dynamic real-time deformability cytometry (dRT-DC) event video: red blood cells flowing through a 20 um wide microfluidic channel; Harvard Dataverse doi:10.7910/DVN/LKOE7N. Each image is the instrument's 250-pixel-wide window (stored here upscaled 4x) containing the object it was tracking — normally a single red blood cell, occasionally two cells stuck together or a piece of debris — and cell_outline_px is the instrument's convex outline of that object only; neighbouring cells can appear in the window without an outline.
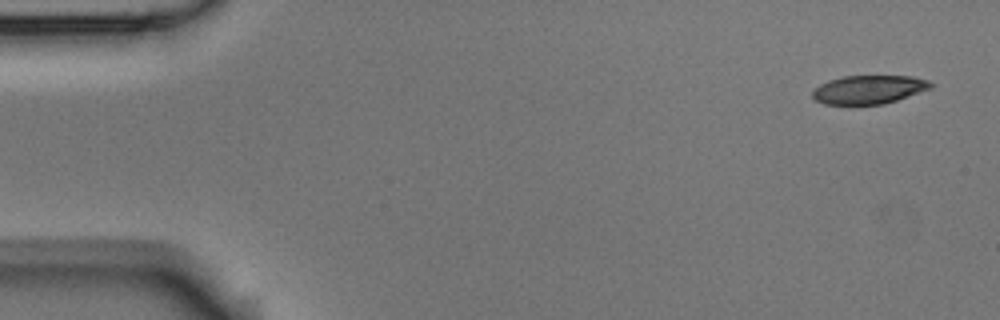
{"species": "Egyptian fruit bat (a non-hibernating species)", "species_latin": "Rousettus aegyptiacus", "temperature_condition": "room temperature", "stored_images_in_passage": 4, "camera_frame_rate_fps": 3000, "um_per_image_px": 0.085, "animal": {"sex": "male"}, "frame": {"image": 1, "passage_image": 1, "time_ms": 0.0, "image_size_px": [1000, 320], "cell_outline_px": [[932, 88], [884, 104], [824, 104], [816, 100], [812, 96], [812, 92], [820, 84], [828, 80], [844, 76], [912, 76], [928, 80], [932, 84]], "centroid_in_image_um": [73.85, 7.6], "position_along_channel_um": 11.2, "area_um2": 19.54}}